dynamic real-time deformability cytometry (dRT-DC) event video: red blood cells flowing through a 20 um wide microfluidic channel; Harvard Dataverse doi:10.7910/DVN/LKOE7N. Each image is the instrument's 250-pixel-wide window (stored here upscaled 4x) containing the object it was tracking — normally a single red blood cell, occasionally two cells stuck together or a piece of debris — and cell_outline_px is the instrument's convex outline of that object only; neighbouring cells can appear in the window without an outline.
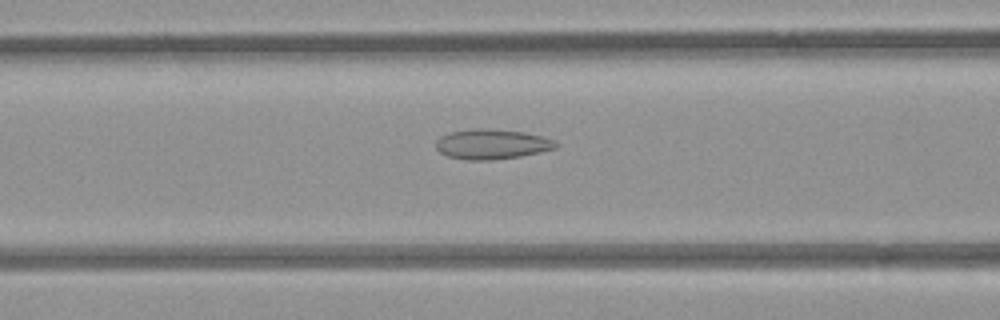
{"species": "common noctule bat (a hibernating species)", "species_latin": "Nyctalus noctula", "temperature_condition": "room temperature", "stored_images_in_passage": 53, "camera_frame_rate_fps": 3000, "um_per_image_px": 0.085, "animal": {"sex": "female", "body_mass_g": 21.9}, "frame": {"image": 1, "passage_image": 22, "time_ms": 7.0, "image_size_px": [1000, 320], "cell_outline_px": [[556, 148], [540, 152], [520, 156], [492, 160], [464, 160], [448, 156], [440, 152], [436, 148], [436, 140], [440, 136], [452, 132], [480, 128], [484, 128], [524, 132], [556, 140]], "centroid_in_image_um": [41.79, 12.26], "position_along_channel_um": 124.8, "area_um2": 20.81}}
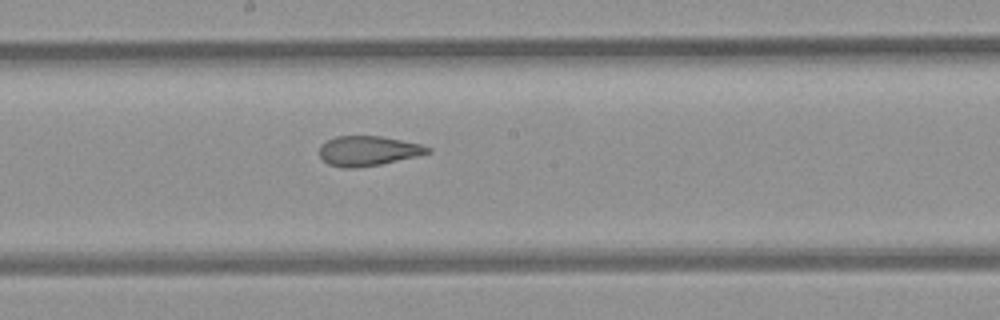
{"frame": {"image": 2, "passage_image": 29, "time_ms": 9.333, "image_size_px": [1000, 320], "cell_outline_px": [[432, 152], [416, 156], [380, 164], [356, 168], [344, 168], [328, 164], [320, 156], [320, 144], [336, 136], [380, 136], [420, 144], [432, 148]], "centroid_in_image_um": [31.28, 12.82], "position_along_channel_um": 216.9, "area_um2": 18.67}}
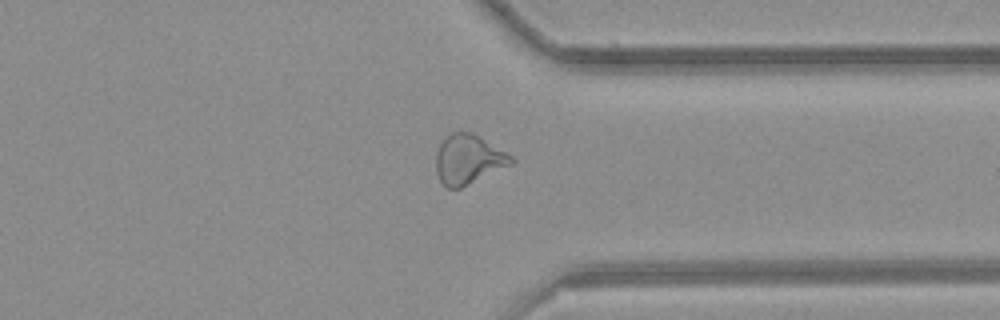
{"frame": {"image": 3, "passage_image": 41, "time_ms": 13.333, "image_size_px": [1000, 320], "cell_outline_px": [[516, 160], [512, 164], [460, 188], [448, 188], [440, 180], [436, 172], [436, 152], [440, 144], [452, 132], [472, 132], [508, 152]], "centroid_in_image_um": [39.83, 13.54], "position_along_channel_um": 371.6, "area_um2": 21.56}, "authors_computed_cell_mechanics": {"area_um2": 22.1374, "velocity_mm_per_s": 3.929, "shape_relaxation_time_tau1_ms": null, "shape_relaxation_time_tau2_ms": 1.9889, "deformation_change_tau1": null, "deformation_change_tau2": 0.1019}}